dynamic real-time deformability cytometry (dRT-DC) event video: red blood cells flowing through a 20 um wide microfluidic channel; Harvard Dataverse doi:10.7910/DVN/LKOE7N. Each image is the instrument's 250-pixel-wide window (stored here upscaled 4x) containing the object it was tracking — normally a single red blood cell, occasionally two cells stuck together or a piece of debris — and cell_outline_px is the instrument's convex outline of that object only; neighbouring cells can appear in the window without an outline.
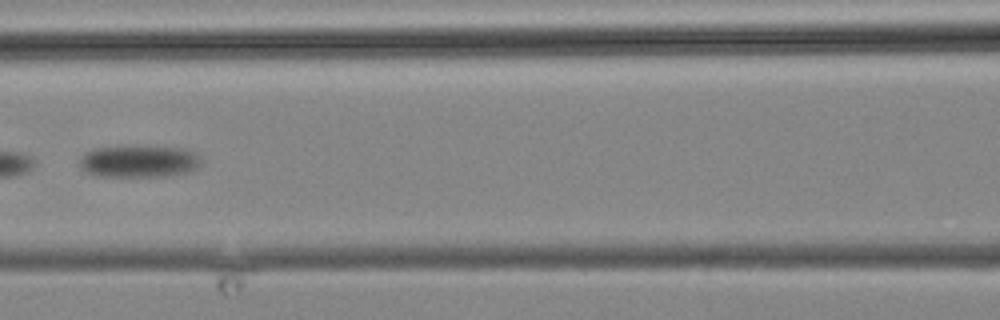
{"species": "common noctule bat (a hibernating species)", "species_latin": "Nyctalus noctula", "temperature_condition": "cold", "stored_images_in_passage": 18, "camera_frame_rate_fps": 3000, "um_per_image_px": 0.085, "animal": {"sex": "male", "body_mass_g": 19.2, "forearm_length_mm": 51.8}, "frame": {"image": 1, "passage_image": 13, "time_ms": 14.333, "image_size_px": [1000, 320], "cell_outline_px": [[204, 160], [196, 168], [188, 172], [168, 176], [96, 176], [80, 168], [80, 156], [84, 152], [92, 148], [184, 148], [196, 152]], "centroid_in_image_um": [11.83, 13.74], "position_along_channel_um": 154.8, "area_um2": 22.37}}
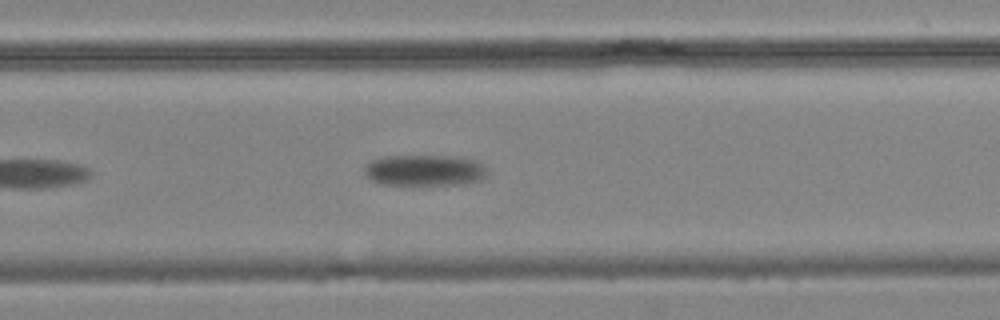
{"frame": {"image": 2, "passage_image": 18, "time_ms": 20.0, "image_size_px": [1000, 320], "cell_outline_px": [[488, 172], [480, 180], [464, 184], [380, 184], [364, 176], [364, 164], [368, 160], [384, 156], [456, 156], [480, 160], [484, 164]], "centroid_in_image_um": [36.07, 14.45], "position_along_channel_um": 293.7, "area_um2": 22.66}}